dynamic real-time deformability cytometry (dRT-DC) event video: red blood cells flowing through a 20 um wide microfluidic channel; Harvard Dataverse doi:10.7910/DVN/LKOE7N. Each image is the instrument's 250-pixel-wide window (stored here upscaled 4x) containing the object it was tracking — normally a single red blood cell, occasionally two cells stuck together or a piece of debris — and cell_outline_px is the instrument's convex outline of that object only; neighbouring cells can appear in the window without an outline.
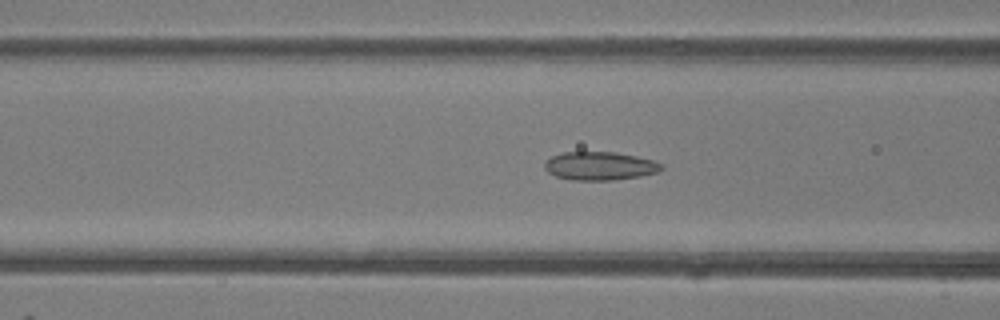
{"species": "common noctule bat (a hibernating species)", "species_latin": "Nyctalus noctula", "temperature_condition": "room temperature", "stored_images_in_passage": 50, "camera_frame_rate_fps": 3000, "um_per_image_px": 0.085, "animal": {"sex": "female"}, "frame": {"image": 1, "passage_image": 20, "time_ms": 6.333, "image_size_px": [1000, 320], "cell_outline_px": [[664, 168], [656, 172], [640, 176], [612, 180], [572, 180], [556, 176], [548, 172], [544, 168], [544, 160], [552, 156], [564, 152], [616, 152], [636, 156], [652, 160], [664, 164]], "centroid_in_image_um": [50.97, 14.1], "position_along_channel_um": 115.6, "area_um2": 19.36}}
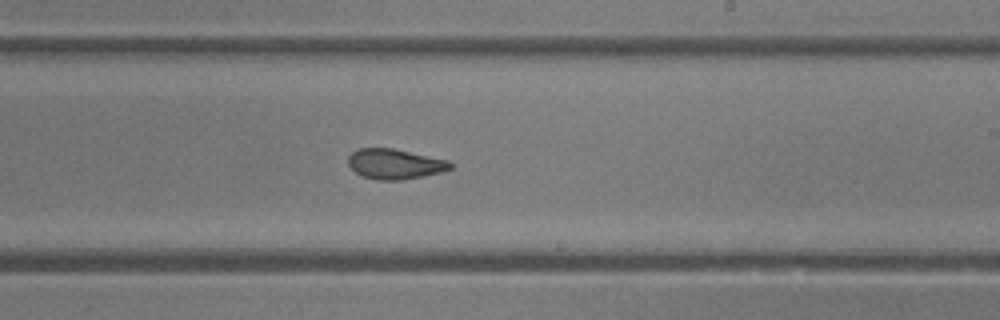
{"frame": {"image": 2, "passage_image": 30, "time_ms": 9.667, "image_size_px": [1000, 320], "cell_outline_px": [[452, 168], [440, 172], [400, 180], [376, 180], [364, 176], [356, 172], [348, 164], [348, 156], [352, 152], [360, 148], [392, 148], [448, 160], [452, 164]], "centroid_in_image_um": [33.54, 13.93], "position_along_channel_um": 255.5, "area_um2": 17.69}}
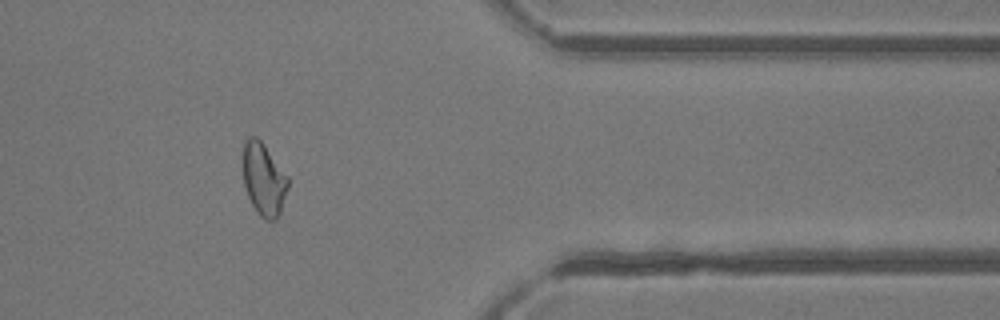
{"frame": {"image": 3, "passage_image": 41, "time_ms": 13.333, "image_size_px": [1000, 320], "cell_outline_px": [[288, 188], [280, 212], [276, 220], [264, 220], [260, 216], [252, 204], [248, 196], [244, 184], [244, 140], [248, 136], [256, 136], [264, 144], [288, 176]], "centroid_in_image_um": [22.43, 15.24], "position_along_channel_um": 389.0, "area_um2": 18.9}, "authors_computed_cell_mechanics": {"area_um2": 20.1433, "velocity_mm_per_s": 4.2023, "shape_relaxation_time_tau1_ms": 6.8669, "shape_relaxation_time_tau2_ms": 1.7366, "deformation_change_tau1": 0.1419, "deformation_change_tau2": 0.0628}}